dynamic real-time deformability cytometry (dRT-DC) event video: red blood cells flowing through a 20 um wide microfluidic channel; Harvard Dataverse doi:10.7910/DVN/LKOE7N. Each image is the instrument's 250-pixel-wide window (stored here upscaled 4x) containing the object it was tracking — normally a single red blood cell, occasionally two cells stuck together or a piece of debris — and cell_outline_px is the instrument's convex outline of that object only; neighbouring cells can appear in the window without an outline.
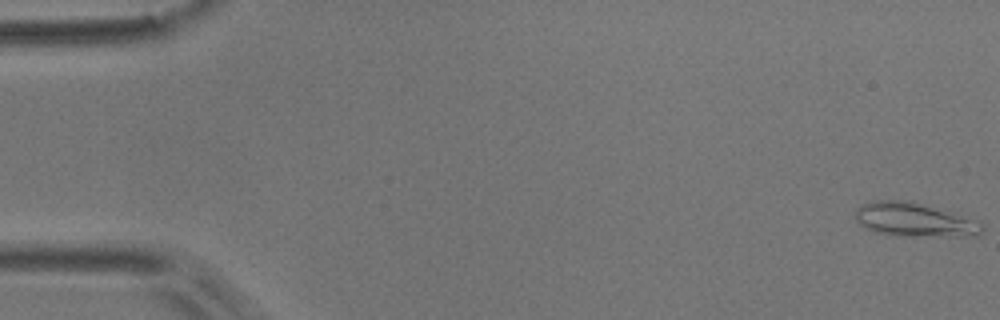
{"species": "common noctule bat (a hibernating species)", "species_latin": "Nyctalus noctula", "temperature_condition": "room temperature", "stored_images_in_passage": 54, "camera_frame_rate_fps": 3000, "um_per_image_px": 0.085, "animal": {"sex": "male", "body_mass_g": 17.9}, "frame": {"image": 1, "passage_image": 1, "time_ms": 0.0, "image_size_px": [1000, 320], "cell_outline_px": [[984, 228], [980, 236], [896, 236], [872, 232], [864, 228], [856, 220], [856, 208], [872, 200], [904, 200], [952, 212], [980, 220]], "centroid_in_image_um": [77.75, 18.7], "position_along_channel_um": 7.3, "area_um2": 25.32}}
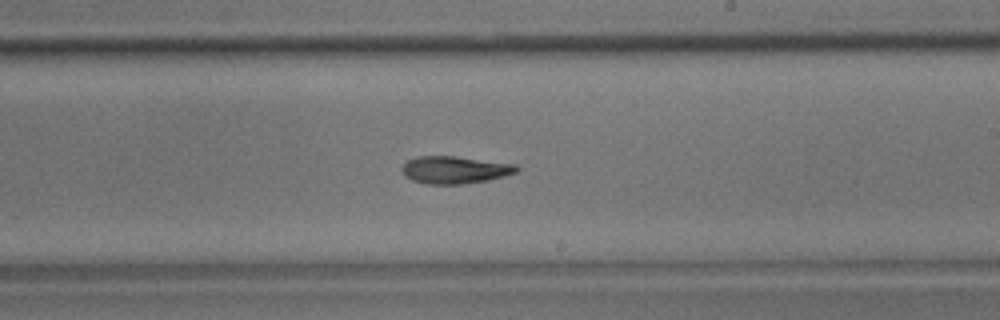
{"frame": {"image": 2, "passage_image": 32, "time_ms": 10.333, "image_size_px": [1000, 320], "cell_outline_px": [[520, 168], [516, 172], [504, 176], [488, 180], [460, 184], [424, 184], [412, 180], [404, 176], [400, 168], [408, 160], [416, 156], [456, 156], [516, 164]], "centroid_in_image_um": [38.63, 14.43], "position_along_channel_um": 250.4, "area_um2": 18.44}}
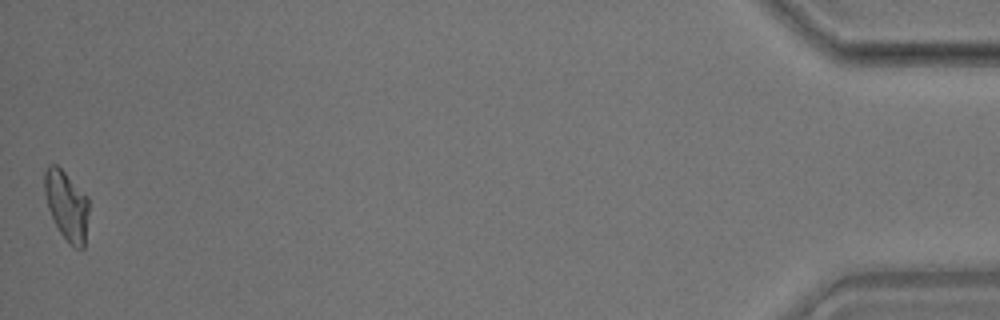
{"frame": {"image": 3, "passage_image": 54, "time_ms": 17.667, "image_size_px": [1000, 320], "cell_outline_px": [[88, 212], [84, 248], [76, 248], [60, 232], [48, 208], [44, 192], [44, 172], [48, 164], [56, 164], [88, 196]], "centroid_in_image_um": [5.66, 17.42], "position_along_channel_um": 429.5, "area_um2": 17.63}, "authors_computed_cell_mechanics": {"area_um2": 18.7561, "velocity_mm_per_s": 3.7119, "shape_relaxation_time_tau1_ms": 11.1569, "shape_relaxation_time_tau2_ms": 4.6911, "deformation_change_tau1": 0.2862, "deformation_change_tau2": 0.1172}}